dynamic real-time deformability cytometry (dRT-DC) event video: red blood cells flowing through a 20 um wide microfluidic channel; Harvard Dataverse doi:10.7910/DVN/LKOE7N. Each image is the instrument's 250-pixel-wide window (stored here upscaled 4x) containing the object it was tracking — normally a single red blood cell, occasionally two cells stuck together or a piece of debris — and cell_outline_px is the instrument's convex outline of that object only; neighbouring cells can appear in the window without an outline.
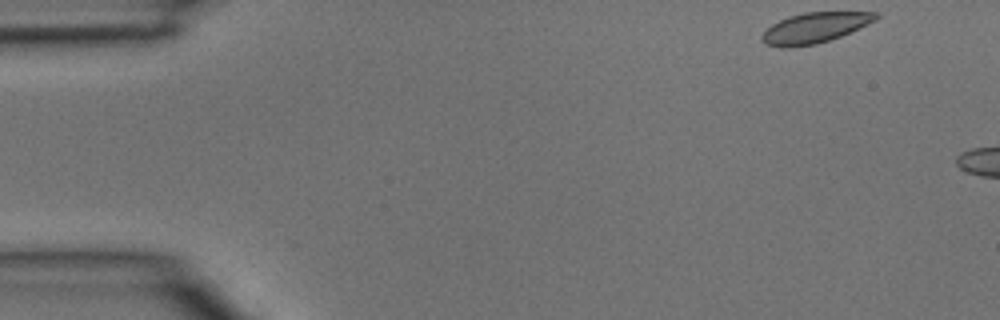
{"species": "common noctule bat (a hibernating species)", "species_latin": "Nyctalus noctula", "temperature_condition": "room temperature", "stored_images_in_passage": 3, "camera_frame_rate_fps": 3000, "um_per_image_px": 0.085, "animal": {"sex": "male", "body_mass_g": 15.6}, "frame": {"image": 1, "passage_image": 1, "time_ms": 0.0, "image_size_px": [1000, 320], "cell_outline_px": [[880, 16], [876, 20], [840, 36], [816, 44], [792, 48], [780, 48], [764, 44], [760, 40], [760, 36], [772, 24], [788, 16], [804, 12], [876, 12]], "centroid_in_image_um": [69.19, 2.38], "position_along_channel_um": 15.8, "area_um2": 20.23}}